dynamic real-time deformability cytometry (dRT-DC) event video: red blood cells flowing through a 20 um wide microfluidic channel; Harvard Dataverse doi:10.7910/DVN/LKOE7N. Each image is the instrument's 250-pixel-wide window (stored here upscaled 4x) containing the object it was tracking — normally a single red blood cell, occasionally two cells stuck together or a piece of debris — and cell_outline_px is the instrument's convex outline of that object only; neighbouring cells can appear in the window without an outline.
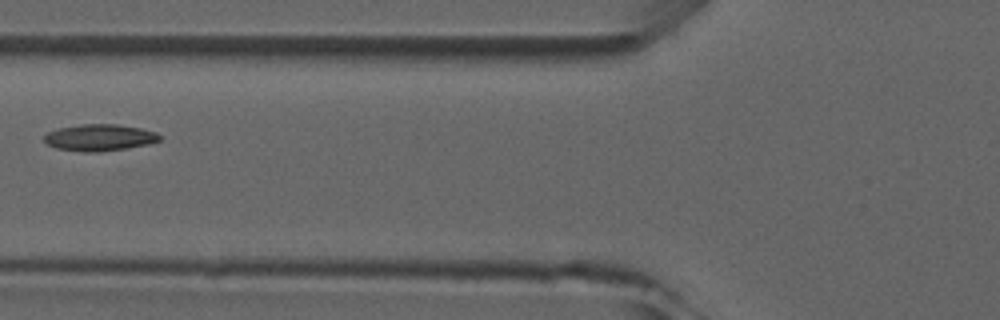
{"species": "common noctule bat (a hibernating species)", "species_latin": "Nyctalus noctula", "temperature_condition": "room temperature", "stored_images_in_passage": 4, "camera_frame_rate_fps": 3000, "um_per_image_px": 0.085, "animal": {"sex": "male", "forearm_length_mm": 52.5}, "frame": {"image": 1, "passage_image": 4, "time_ms": 3.333, "image_size_px": [1000, 320], "cell_outline_px": [[160, 140], [148, 144], [100, 152], [84, 152], [56, 148], [48, 144], [44, 140], [44, 136], [48, 132], [60, 128], [84, 124], [116, 124], [140, 128], [156, 132], [160, 136]], "centroid_in_image_um": [8.46, 11.69], "position_along_channel_um": 117.3, "area_um2": 17.69}}